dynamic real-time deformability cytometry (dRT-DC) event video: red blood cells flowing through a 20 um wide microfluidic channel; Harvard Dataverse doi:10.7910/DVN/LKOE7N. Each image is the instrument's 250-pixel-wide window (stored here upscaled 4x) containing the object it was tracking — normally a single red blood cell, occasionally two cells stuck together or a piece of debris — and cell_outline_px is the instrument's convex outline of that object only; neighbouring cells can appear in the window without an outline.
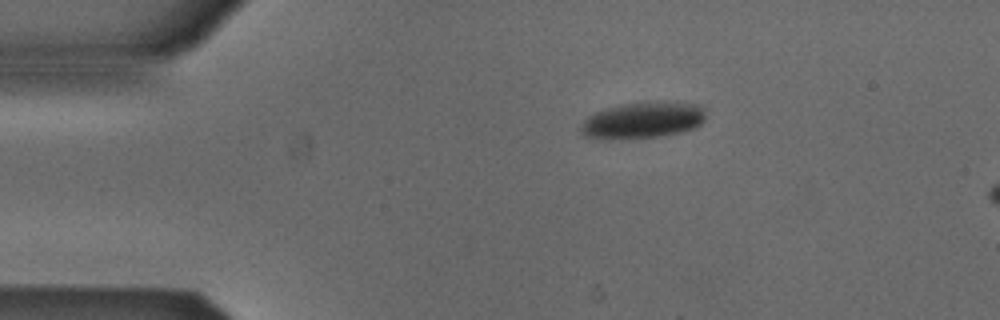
{"species": "Egyptian fruit bat (a non-hibernating species)", "species_latin": "Rousettus aegyptiacus", "temperature_condition": "cold", "stored_images_in_passage": 7, "camera_frame_rate_fps": 3000, "um_per_image_px": 0.085, "animal": {"sex": "male"}, "frame": {"image": 1, "passage_image": 1, "time_ms": 0.0, "image_size_px": [1000, 320], "cell_outline_px": [[704, 120], [696, 128], [680, 132], [660, 136], [604, 140], [596, 140], [584, 136], [580, 132], [580, 124], [588, 116], [604, 108], [620, 104], [644, 100], [676, 100], [704, 104]], "centroid_in_image_um": [54.65, 10.18], "position_along_channel_um": 30.4, "area_um2": 27.74}}